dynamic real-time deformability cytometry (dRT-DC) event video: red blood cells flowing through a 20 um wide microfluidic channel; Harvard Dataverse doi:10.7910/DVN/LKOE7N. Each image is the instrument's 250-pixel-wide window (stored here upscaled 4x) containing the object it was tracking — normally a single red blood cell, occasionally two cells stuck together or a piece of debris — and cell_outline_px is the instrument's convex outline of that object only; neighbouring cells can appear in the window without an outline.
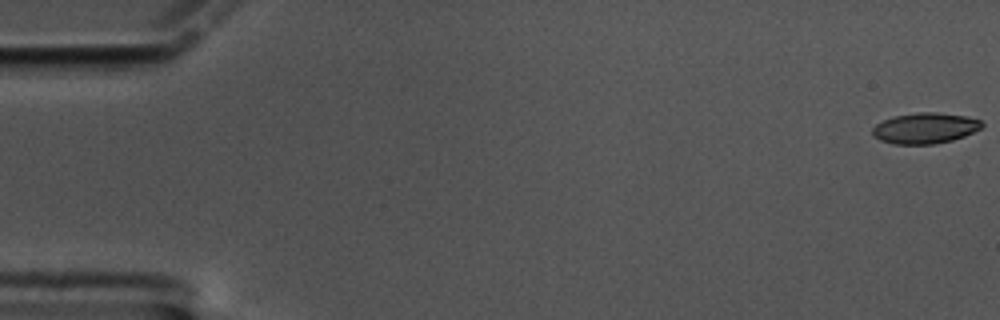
{"species": "common noctule bat (a hibernating species)", "species_latin": "Nyctalus noctula", "temperature_condition": "cold", "stored_images_in_passage": 61, "camera_frame_rate_fps": 3000, "um_per_image_px": 0.085, "animal": {"sex": "male", "body_mass_g": 17.5, "forearm_length_mm": 52.3}, "frame": {"image": 1, "passage_image": 1, "time_ms": 0.0, "image_size_px": [1000, 320], "cell_outline_px": [[984, 124], [980, 128], [964, 136], [952, 140], [932, 144], [892, 144], [880, 140], [872, 136], [872, 128], [876, 124], [892, 116], [916, 112], [936, 112], [964, 116], [980, 120]], "centroid_in_image_um": [78.58, 10.89], "position_along_channel_um": 6.4, "area_um2": 19.59}}
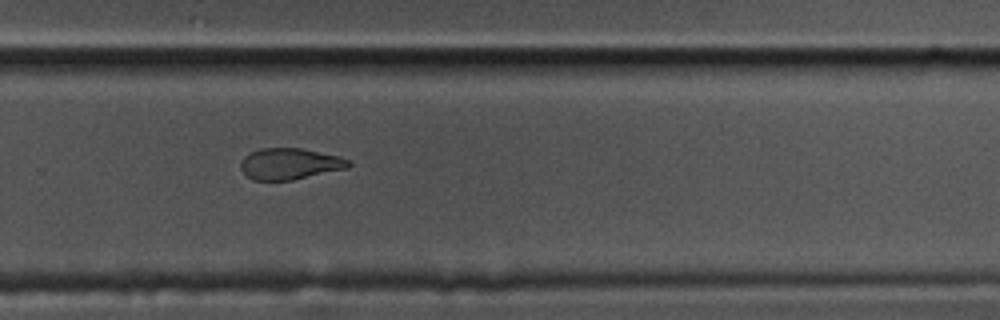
{"frame": {"image": 2, "passage_image": 41, "time_ms": 13.333, "image_size_px": [1000, 320], "cell_outline_px": [[352, 164], [348, 168], [292, 180], [252, 180], [240, 168], [240, 164], [244, 156], [260, 148], [300, 148], [340, 156], [348, 160]], "centroid_in_image_um": [24.64, 13.92], "position_along_channel_um": 305.2, "area_um2": 19.59}}
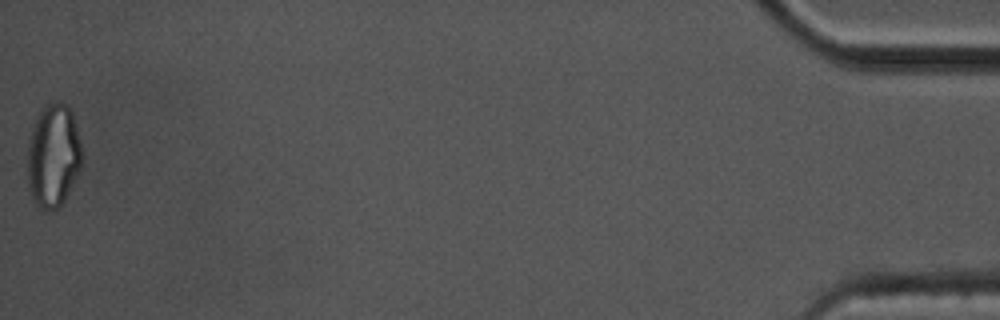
{"frame": {"image": 3, "passage_image": 61, "time_ms": 20.0, "image_size_px": [1000, 320], "cell_outline_px": [[84, 156], [80, 168], [64, 200], [56, 208], [48, 212], [44, 212], [32, 200], [28, 188], [28, 140], [32, 128], [44, 104], [52, 100], [56, 100], [68, 104], [72, 112]], "centroid_in_image_um": [4.52, 13.21], "position_along_channel_um": 430.7, "area_um2": 33.18}, "authors_computed_cell_mechanics": {"area_um2": 20.808, "velocity_mm_per_s": 3.342, "shape_relaxation_time_tau1_ms": null, "shape_relaxation_time_tau2_ms": 3.63, "deformation_change_tau1": null, "deformation_change_tau2": 0.1037}}